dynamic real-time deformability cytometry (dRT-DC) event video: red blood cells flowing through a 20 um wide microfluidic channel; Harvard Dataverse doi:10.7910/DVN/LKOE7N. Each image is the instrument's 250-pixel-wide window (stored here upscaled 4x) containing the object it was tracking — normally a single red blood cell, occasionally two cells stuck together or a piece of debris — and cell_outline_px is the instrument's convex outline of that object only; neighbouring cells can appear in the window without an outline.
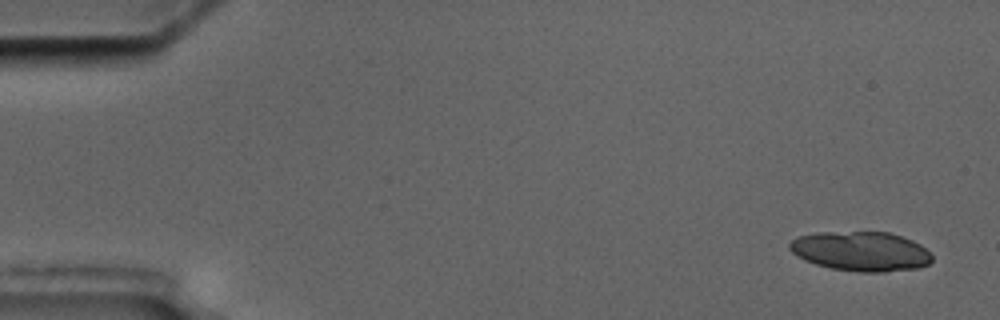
{"species": "common noctule bat (a hibernating species)", "species_latin": "Nyctalus noctula", "temperature_condition": "cold", "stored_images_in_passage": 5, "camera_frame_rate_fps": 3000, "um_per_image_px": 0.085, "animal": {"sex": "male", "body_mass_g": 17.5, "forearm_length_mm": 52.3}, "frame": {"image": 1, "passage_image": 1, "time_ms": 0.0, "image_size_px": [1000, 320], "cell_outline_px": [[932, 260], [928, 264], [916, 268], [884, 272], [856, 272], [832, 268], [816, 264], [804, 260], [796, 256], [788, 248], [788, 244], [796, 236], [816, 232], [888, 232], [912, 240], [920, 244], [932, 256]], "centroid_in_image_um": [73.13, 21.36], "position_along_channel_um": 11.9, "area_um2": 32.89}}